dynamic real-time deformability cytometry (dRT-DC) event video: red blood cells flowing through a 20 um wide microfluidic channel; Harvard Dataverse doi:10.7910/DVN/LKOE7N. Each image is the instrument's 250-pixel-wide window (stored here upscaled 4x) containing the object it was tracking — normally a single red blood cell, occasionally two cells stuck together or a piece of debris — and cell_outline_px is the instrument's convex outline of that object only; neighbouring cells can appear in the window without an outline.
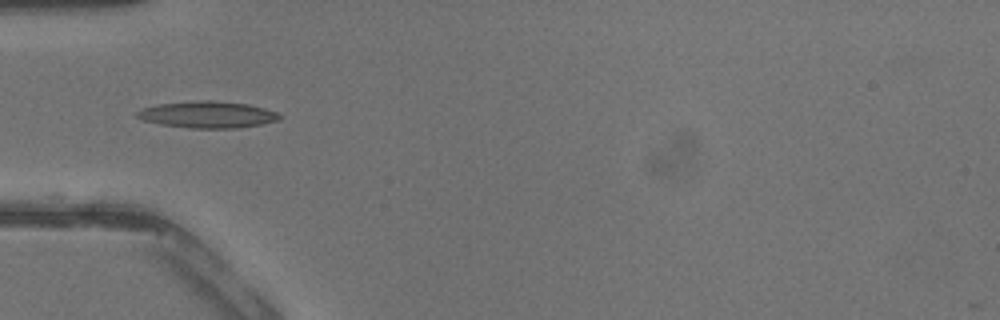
{"species": "common noctule bat (a hibernating species)", "species_latin": "Nyctalus noctula", "temperature_condition": "warm", "stored_images_in_passage": 29, "camera_frame_rate_fps": 3000, "um_per_image_px": 0.085, "animal": {"sex": "male", "body_mass_g": 13.3}, "frame": {"image": 1, "passage_image": 1, "time_ms": 0.0, "image_size_px": [1000, 320], "cell_outline_px": [[280, 120], [260, 124], [236, 128], [188, 128], [160, 124], [144, 120], [136, 116], [136, 112], [144, 108], [156, 104], [200, 100], [212, 100], [248, 104], [264, 108], [276, 112], [280, 116]], "centroid_in_image_um": [17.63, 9.74], "position_along_channel_um": 67.4, "area_um2": 22.02}}
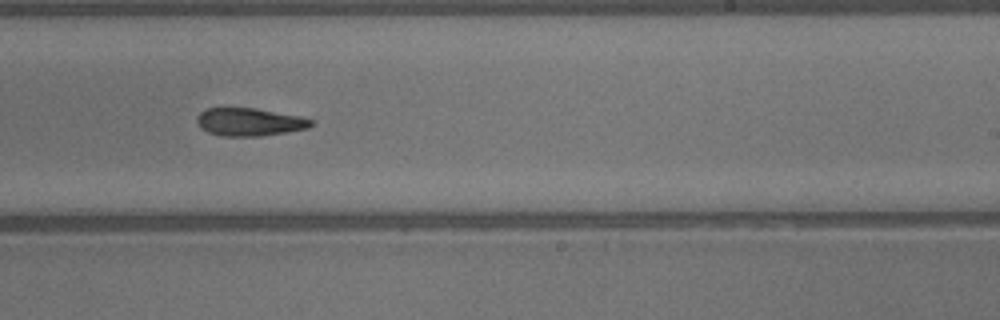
{"frame": {"image": 2, "passage_image": 13, "time_ms": 4.0, "image_size_px": [1000, 320], "cell_outline_px": [[312, 124], [308, 128], [288, 132], [260, 136], [220, 136], [208, 132], [200, 128], [196, 120], [196, 116], [204, 108], [256, 108], [300, 116], [312, 120]], "centroid_in_image_um": [21.16, 10.37], "position_along_channel_um": 267.8, "area_um2": 18.67}}
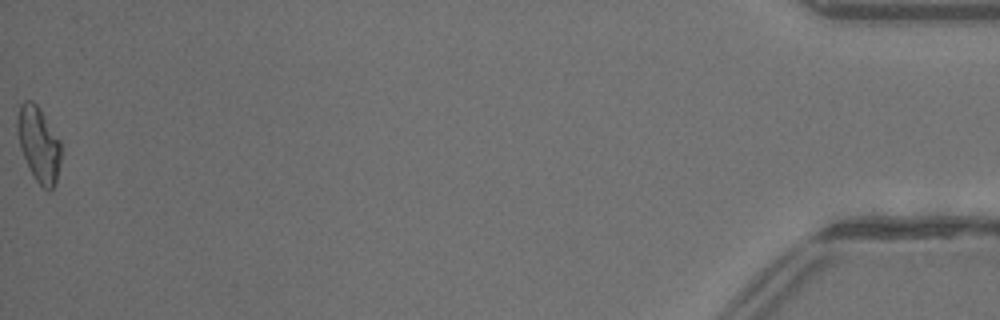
{"frame": {"image": 3, "passage_image": 29, "time_ms": 9.333, "image_size_px": [1000, 320], "cell_outline_px": [[60, 160], [56, 180], [52, 188], [48, 192], [36, 180], [20, 148], [16, 128], [16, 120], [20, 104], [24, 100], [32, 100], [40, 108], [60, 140]], "centroid_in_image_um": [3.27, 12.2], "position_along_channel_um": 431.9, "area_um2": 18.9}}